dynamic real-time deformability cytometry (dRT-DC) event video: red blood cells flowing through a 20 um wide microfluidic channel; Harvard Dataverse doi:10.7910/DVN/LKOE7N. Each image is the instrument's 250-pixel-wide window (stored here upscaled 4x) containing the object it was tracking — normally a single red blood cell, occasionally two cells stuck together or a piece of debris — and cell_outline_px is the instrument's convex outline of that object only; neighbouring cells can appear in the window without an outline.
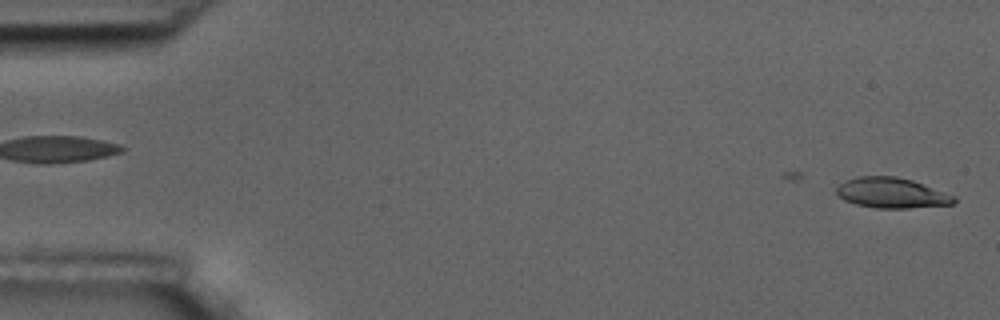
{"species": "common noctule bat (a hibernating species)", "species_latin": "Nyctalus noctula", "temperature_condition": "room temperature", "stored_images_in_passage": 6, "camera_frame_rate_fps": 3000, "um_per_image_px": 0.085, "animal": {"sex": "male", "body_mass_g": 17.5, "forearm_length_mm": 52.3}, "frame": {"image": 1, "passage_image": 1, "time_ms": 0.0, "image_size_px": [1000, 320], "cell_outline_px": [[956, 200], [952, 204], [908, 208], [876, 208], [856, 204], [844, 200], [836, 192], [836, 188], [844, 180], [856, 176], [896, 176], [912, 180], [956, 196]], "centroid_in_image_um": [75.77, 16.39], "position_along_channel_um": 9.2, "area_um2": 20.75}}